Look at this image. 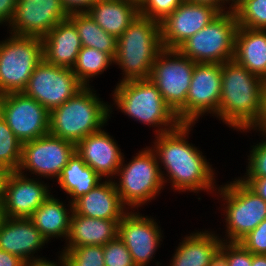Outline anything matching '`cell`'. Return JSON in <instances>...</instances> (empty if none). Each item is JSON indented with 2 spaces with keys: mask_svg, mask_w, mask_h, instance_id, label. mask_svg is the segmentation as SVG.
I'll use <instances>...</instances> for the list:
<instances>
[{
  "mask_svg": "<svg viewBox=\"0 0 266 266\" xmlns=\"http://www.w3.org/2000/svg\"><path fill=\"white\" fill-rule=\"evenodd\" d=\"M194 125L180 123L174 130L155 135L156 140L151 149L159 162L164 185L168 180L171 188L179 192L198 193L200 190H206L214 193V183L217 184L214 178L215 170L202 152L187 141ZM162 167L166 170V175Z\"/></svg>",
  "mask_w": 266,
  "mask_h": 266,
  "instance_id": "obj_1",
  "label": "cell"
},
{
  "mask_svg": "<svg viewBox=\"0 0 266 266\" xmlns=\"http://www.w3.org/2000/svg\"><path fill=\"white\" fill-rule=\"evenodd\" d=\"M263 84V79L234 59L224 62L216 117L234 130H253L263 112Z\"/></svg>",
  "mask_w": 266,
  "mask_h": 266,
  "instance_id": "obj_2",
  "label": "cell"
},
{
  "mask_svg": "<svg viewBox=\"0 0 266 266\" xmlns=\"http://www.w3.org/2000/svg\"><path fill=\"white\" fill-rule=\"evenodd\" d=\"M91 87L84 86L61 106L50 111L49 133L77 144L103 129L112 114V106L101 100Z\"/></svg>",
  "mask_w": 266,
  "mask_h": 266,
  "instance_id": "obj_3",
  "label": "cell"
},
{
  "mask_svg": "<svg viewBox=\"0 0 266 266\" xmlns=\"http://www.w3.org/2000/svg\"><path fill=\"white\" fill-rule=\"evenodd\" d=\"M162 49L160 23L138 15L117 39L114 64L123 70L120 82L149 79Z\"/></svg>",
  "mask_w": 266,
  "mask_h": 266,
  "instance_id": "obj_4",
  "label": "cell"
},
{
  "mask_svg": "<svg viewBox=\"0 0 266 266\" xmlns=\"http://www.w3.org/2000/svg\"><path fill=\"white\" fill-rule=\"evenodd\" d=\"M113 92L116 109L144 125L159 128L156 135L174 130L180 124L150 78L119 82Z\"/></svg>",
  "mask_w": 266,
  "mask_h": 266,
  "instance_id": "obj_5",
  "label": "cell"
},
{
  "mask_svg": "<svg viewBox=\"0 0 266 266\" xmlns=\"http://www.w3.org/2000/svg\"><path fill=\"white\" fill-rule=\"evenodd\" d=\"M144 149L136 153L128 164H124L123 156L116 174L120 176L119 182L114 180L122 203L131 210L135 207L138 210L147 201L154 200L165 186L155 152L150 146Z\"/></svg>",
  "mask_w": 266,
  "mask_h": 266,
  "instance_id": "obj_6",
  "label": "cell"
},
{
  "mask_svg": "<svg viewBox=\"0 0 266 266\" xmlns=\"http://www.w3.org/2000/svg\"><path fill=\"white\" fill-rule=\"evenodd\" d=\"M42 60L39 37L11 34L8 39L0 41V96L23 92Z\"/></svg>",
  "mask_w": 266,
  "mask_h": 266,
  "instance_id": "obj_7",
  "label": "cell"
},
{
  "mask_svg": "<svg viewBox=\"0 0 266 266\" xmlns=\"http://www.w3.org/2000/svg\"><path fill=\"white\" fill-rule=\"evenodd\" d=\"M195 63L178 49L166 48L158 53L153 63L150 79L180 123H186V97Z\"/></svg>",
  "mask_w": 266,
  "mask_h": 266,
  "instance_id": "obj_8",
  "label": "cell"
},
{
  "mask_svg": "<svg viewBox=\"0 0 266 266\" xmlns=\"http://www.w3.org/2000/svg\"><path fill=\"white\" fill-rule=\"evenodd\" d=\"M238 22L232 10L221 12L207 26L187 39L178 50L196 63L232 60Z\"/></svg>",
  "mask_w": 266,
  "mask_h": 266,
  "instance_id": "obj_9",
  "label": "cell"
},
{
  "mask_svg": "<svg viewBox=\"0 0 266 266\" xmlns=\"http://www.w3.org/2000/svg\"><path fill=\"white\" fill-rule=\"evenodd\" d=\"M229 183L215 187L226 205L223 213L226 214L224 219L227 228L225 237H227L222 238V241L239 242L266 219V201L241 179L235 178Z\"/></svg>",
  "mask_w": 266,
  "mask_h": 266,
  "instance_id": "obj_10",
  "label": "cell"
},
{
  "mask_svg": "<svg viewBox=\"0 0 266 266\" xmlns=\"http://www.w3.org/2000/svg\"><path fill=\"white\" fill-rule=\"evenodd\" d=\"M75 152L76 144L49 133L22 144L21 161L17 172L24 175V172L27 173L29 170L33 177L41 176L57 180Z\"/></svg>",
  "mask_w": 266,
  "mask_h": 266,
  "instance_id": "obj_11",
  "label": "cell"
},
{
  "mask_svg": "<svg viewBox=\"0 0 266 266\" xmlns=\"http://www.w3.org/2000/svg\"><path fill=\"white\" fill-rule=\"evenodd\" d=\"M84 85L72 69L52 65L42 60L34 69L23 93L35 99L49 112L61 106Z\"/></svg>",
  "mask_w": 266,
  "mask_h": 266,
  "instance_id": "obj_12",
  "label": "cell"
},
{
  "mask_svg": "<svg viewBox=\"0 0 266 266\" xmlns=\"http://www.w3.org/2000/svg\"><path fill=\"white\" fill-rule=\"evenodd\" d=\"M0 114L22 144L49 134L50 112L23 92L1 95Z\"/></svg>",
  "mask_w": 266,
  "mask_h": 266,
  "instance_id": "obj_13",
  "label": "cell"
},
{
  "mask_svg": "<svg viewBox=\"0 0 266 266\" xmlns=\"http://www.w3.org/2000/svg\"><path fill=\"white\" fill-rule=\"evenodd\" d=\"M222 91V64L195 63L186 97V123L195 124L206 112L217 115Z\"/></svg>",
  "mask_w": 266,
  "mask_h": 266,
  "instance_id": "obj_14",
  "label": "cell"
},
{
  "mask_svg": "<svg viewBox=\"0 0 266 266\" xmlns=\"http://www.w3.org/2000/svg\"><path fill=\"white\" fill-rule=\"evenodd\" d=\"M68 16L61 0H17L9 33L42 38Z\"/></svg>",
  "mask_w": 266,
  "mask_h": 266,
  "instance_id": "obj_15",
  "label": "cell"
},
{
  "mask_svg": "<svg viewBox=\"0 0 266 266\" xmlns=\"http://www.w3.org/2000/svg\"><path fill=\"white\" fill-rule=\"evenodd\" d=\"M219 14L220 12L214 7L184 0L160 23L163 48L178 49Z\"/></svg>",
  "mask_w": 266,
  "mask_h": 266,
  "instance_id": "obj_16",
  "label": "cell"
},
{
  "mask_svg": "<svg viewBox=\"0 0 266 266\" xmlns=\"http://www.w3.org/2000/svg\"><path fill=\"white\" fill-rule=\"evenodd\" d=\"M49 186L17 171L6 172L1 199L6 217L29 218L51 195Z\"/></svg>",
  "mask_w": 266,
  "mask_h": 266,
  "instance_id": "obj_17",
  "label": "cell"
},
{
  "mask_svg": "<svg viewBox=\"0 0 266 266\" xmlns=\"http://www.w3.org/2000/svg\"><path fill=\"white\" fill-rule=\"evenodd\" d=\"M134 211L127 212L119 221L117 236L128 248L134 264L147 266L160 247L163 236L153 217Z\"/></svg>",
  "mask_w": 266,
  "mask_h": 266,
  "instance_id": "obj_18",
  "label": "cell"
},
{
  "mask_svg": "<svg viewBox=\"0 0 266 266\" xmlns=\"http://www.w3.org/2000/svg\"><path fill=\"white\" fill-rule=\"evenodd\" d=\"M104 129L89 134L76 144V152L101 178L112 180L121 166L123 153Z\"/></svg>",
  "mask_w": 266,
  "mask_h": 266,
  "instance_id": "obj_19",
  "label": "cell"
},
{
  "mask_svg": "<svg viewBox=\"0 0 266 266\" xmlns=\"http://www.w3.org/2000/svg\"><path fill=\"white\" fill-rule=\"evenodd\" d=\"M48 241L29 218H6L0 228V249L22 260L41 259L34 256Z\"/></svg>",
  "mask_w": 266,
  "mask_h": 266,
  "instance_id": "obj_20",
  "label": "cell"
},
{
  "mask_svg": "<svg viewBox=\"0 0 266 266\" xmlns=\"http://www.w3.org/2000/svg\"><path fill=\"white\" fill-rule=\"evenodd\" d=\"M73 211L94 219L121 220L129 210L122 203L114 181L106 179L76 199Z\"/></svg>",
  "mask_w": 266,
  "mask_h": 266,
  "instance_id": "obj_21",
  "label": "cell"
},
{
  "mask_svg": "<svg viewBox=\"0 0 266 266\" xmlns=\"http://www.w3.org/2000/svg\"><path fill=\"white\" fill-rule=\"evenodd\" d=\"M41 41L44 61L59 67H74L82 44L75 25L68 18L59 22Z\"/></svg>",
  "mask_w": 266,
  "mask_h": 266,
  "instance_id": "obj_22",
  "label": "cell"
},
{
  "mask_svg": "<svg viewBox=\"0 0 266 266\" xmlns=\"http://www.w3.org/2000/svg\"><path fill=\"white\" fill-rule=\"evenodd\" d=\"M119 221L89 218L73 211L65 247L104 246L117 237Z\"/></svg>",
  "mask_w": 266,
  "mask_h": 266,
  "instance_id": "obj_23",
  "label": "cell"
},
{
  "mask_svg": "<svg viewBox=\"0 0 266 266\" xmlns=\"http://www.w3.org/2000/svg\"><path fill=\"white\" fill-rule=\"evenodd\" d=\"M233 59L266 80V30L238 27Z\"/></svg>",
  "mask_w": 266,
  "mask_h": 266,
  "instance_id": "obj_24",
  "label": "cell"
},
{
  "mask_svg": "<svg viewBox=\"0 0 266 266\" xmlns=\"http://www.w3.org/2000/svg\"><path fill=\"white\" fill-rule=\"evenodd\" d=\"M86 12L118 39L139 15V5L128 0H98Z\"/></svg>",
  "mask_w": 266,
  "mask_h": 266,
  "instance_id": "obj_25",
  "label": "cell"
},
{
  "mask_svg": "<svg viewBox=\"0 0 266 266\" xmlns=\"http://www.w3.org/2000/svg\"><path fill=\"white\" fill-rule=\"evenodd\" d=\"M222 242L212 231H197L186 235L178 244L169 266H208Z\"/></svg>",
  "mask_w": 266,
  "mask_h": 266,
  "instance_id": "obj_26",
  "label": "cell"
},
{
  "mask_svg": "<svg viewBox=\"0 0 266 266\" xmlns=\"http://www.w3.org/2000/svg\"><path fill=\"white\" fill-rule=\"evenodd\" d=\"M68 203L70 207L67 209L62 201L51 194L29 217L47 241L56 237L67 239L73 213V203Z\"/></svg>",
  "mask_w": 266,
  "mask_h": 266,
  "instance_id": "obj_27",
  "label": "cell"
},
{
  "mask_svg": "<svg viewBox=\"0 0 266 266\" xmlns=\"http://www.w3.org/2000/svg\"><path fill=\"white\" fill-rule=\"evenodd\" d=\"M102 178L75 152L57 178L59 186L73 203L101 183Z\"/></svg>",
  "mask_w": 266,
  "mask_h": 266,
  "instance_id": "obj_28",
  "label": "cell"
},
{
  "mask_svg": "<svg viewBox=\"0 0 266 266\" xmlns=\"http://www.w3.org/2000/svg\"><path fill=\"white\" fill-rule=\"evenodd\" d=\"M68 19L75 25L82 47H91L116 56L117 38L104 31L87 12L69 13Z\"/></svg>",
  "mask_w": 266,
  "mask_h": 266,
  "instance_id": "obj_29",
  "label": "cell"
},
{
  "mask_svg": "<svg viewBox=\"0 0 266 266\" xmlns=\"http://www.w3.org/2000/svg\"><path fill=\"white\" fill-rule=\"evenodd\" d=\"M112 63L114 65V58L110 54L95 48L82 47L72 71L84 86H90V79L101 75Z\"/></svg>",
  "mask_w": 266,
  "mask_h": 266,
  "instance_id": "obj_30",
  "label": "cell"
},
{
  "mask_svg": "<svg viewBox=\"0 0 266 266\" xmlns=\"http://www.w3.org/2000/svg\"><path fill=\"white\" fill-rule=\"evenodd\" d=\"M22 143L0 114V168L5 172L17 171L21 161Z\"/></svg>",
  "mask_w": 266,
  "mask_h": 266,
  "instance_id": "obj_31",
  "label": "cell"
},
{
  "mask_svg": "<svg viewBox=\"0 0 266 266\" xmlns=\"http://www.w3.org/2000/svg\"><path fill=\"white\" fill-rule=\"evenodd\" d=\"M232 11L239 27L266 30V0H242Z\"/></svg>",
  "mask_w": 266,
  "mask_h": 266,
  "instance_id": "obj_32",
  "label": "cell"
},
{
  "mask_svg": "<svg viewBox=\"0 0 266 266\" xmlns=\"http://www.w3.org/2000/svg\"><path fill=\"white\" fill-rule=\"evenodd\" d=\"M63 248L61 253L67 266H105L103 246L85 245Z\"/></svg>",
  "mask_w": 266,
  "mask_h": 266,
  "instance_id": "obj_33",
  "label": "cell"
},
{
  "mask_svg": "<svg viewBox=\"0 0 266 266\" xmlns=\"http://www.w3.org/2000/svg\"><path fill=\"white\" fill-rule=\"evenodd\" d=\"M184 0H143L139 5V15L161 23Z\"/></svg>",
  "mask_w": 266,
  "mask_h": 266,
  "instance_id": "obj_34",
  "label": "cell"
},
{
  "mask_svg": "<svg viewBox=\"0 0 266 266\" xmlns=\"http://www.w3.org/2000/svg\"><path fill=\"white\" fill-rule=\"evenodd\" d=\"M105 266H136L124 242L117 236L103 246Z\"/></svg>",
  "mask_w": 266,
  "mask_h": 266,
  "instance_id": "obj_35",
  "label": "cell"
},
{
  "mask_svg": "<svg viewBox=\"0 0 266 266\" xmlns=\"http://www.w3.org/2000/svg\"><path fill=\"white\" fill-rule=\"evenodd\" d=\"M245 177H266V139L251 146Z\"/></svg>",
  "mask_w": 266,
  "mask_h": 266,
  "instance_id": "obj_36",
  "label": "cell"
},
{
  "mask_svg": "<svg viewBox=\"0 0 266 266\" xmlns=\"http://www.w3.org/2000/svg\"><path fill=\"white\" fill-rule=\"evenodd\" d=\"M239 243L252 254L266 255V219L241 239Z\"/></svg>",
  "mask_w": 266,
  "mask_h": 266,
  "instance_id": "obj_37",
  "label": "cell"
},
{
  "mask_svg": "<svg viewBox=\"0 0 266 266\" xmlns=\"http://www.w3.org/2000/svg\"><path fill=\"white\" fill-rule=\"evenodd\" d=\"M229 266H251L252 253L239 242H228Z\"/></svg>",
  "mask_w": 266,
  "mask_h": 266,
  "instance_id": "obj_38",
  "label": "cell"
},
{
  "mask_svg": "<svg viewBox=\"0 0 266 266\" xmlns=\"http://www.w3.org/2000/svg\"><path fill=\"white\" fill-rule=\"evenodd\" d=\"M241 179L253 192L266 201V177H241Z\"/></svg>",
  "mask_w": 266,
  "mask_h": 266,
  "instance_id": "obj_39",
  "label": "cell"
},
{
  "mask_svg": "<svg viewBox=\"0 0 266 266\" xmlns=\"http://www.w3.org/2000/svg\"><path fill=\"white\" fill-rule=\"evenodd\" d=\"M16 5L17 0H0V25L11 23Z\"/></svg>",
  "mask_w": 266,
  "mask_h": 266,
  "instance_id": "obj_40",
  "label": "cell"
},
{
  "mask_svg": "<svg viewBox=\"0 0 266 266\" xmlns=\"http://www.w3.org/2000/svg\"><path fill=\"white\" fill-rule=\"evenodd\" d=\"M68 13L86 12L98 0H61Z\"/></svg>",
  "mask_w": 266,
  "mask_h": 266,
  "instance_id": "obj_41",
  "label": "cell"
},
{
  "mask_svg": "<svg viewBox=\"0 0 266 266\" xmlns=\"http://www.w3.org/2000/svg\"><path fill=\"white\" fill-rule=\"evenodd\" d=\"M208 266H229L228 242L221 243V246L212 255Z\"/></svg>",
  "mask_w": 266,
  "mask_h": 266,
  "instance_id": "obj_42",
  "label": "cell"
},
{
  "mask_svg": "<svg viewBox=\"0 0 266 266\" xmlns=\"http://www.w3.org/2000/svg\"><path fill=\"white\" fill-rule=\"evenodd\" d=\"M24 263L19 256L0 249V266H24Z\"/></svg>",
  "mask_w": 266,
  "mask_h": 266,
  "instance_id": "obj_43",
  "label": "cell"
},
{
  "mask_svg": "<svg viewBox=\"0 0 266 266\" xmlns=\"http://www.w3.org/2000/svg\"><path fill=\"white\" fill-rule=\"evenodd\" d=\"M58 257L60 258V259L58 258V261L60 263L59 262H53V261L47 260L44 257H42L41 259L26 261L24 263V266H58L59 264L61 266H67L63 254L60 253V256H58Z\"/></svg>",
  "mask_w": 266,
  "mask_h": 266,
  "instance_id": "obj_44",
  "label": "cell"
},
{
  "mask_svg": "<svg viewBox=\"0 0 266 266\" xmlns=\"http://www.w3.org/2000/svg\"><path fill=\"white\" fill-rule=\"evenodd\" d=\"M256 131H261L262 136L266 137V80L263 84V112L257 125L253 128Z\"/></svg>",
  "mask_w": 266,
  "mask_h": 266,
  "instance_id": "obj_45",
  "label": "cell"
},
{
  "mask_svg": "<svg viewBox=\"0 0 266 266\" xmlns=\"http://www.w3.org/2000/svg\"><path fill=\"white\" fill-rule=\"evenodd\" d=\"M188 2H193V3H199L202 5H209L211 7L216 8L220 13L225 12V0H186Z\"/></svg>",
  "mask_w": 266,
  "mask_h": 266,
  "instance_id": "obj_46",
  "label": "cell"
},
{
  "mask_svg": "<svg viewBox=\"0 0 266 266\" xmlns=\"http://www.w3.org/2000/svg\"><path fill=\"white\" fill-rule=\"evenodd\" d=\"M251 266H266V255L265 254H252Z\"/></svg>",
  "mask_w": 266,
  "mask_h": 266,
  "instance_id": "obj_47",
  "label": "cell"
},
{
  "mask_svg": "<svg viewBox=\"0 0 266 266\" xmlns=\"http://www.w3.org/2000/svg\"><path fill=\"white\" fill-rule=\"evenodd\" d=\"M6 214L4 209V203L3 200L0 198V228L2 227L3 223L6 220Z\"/></svg>",
  "mask_w": 266,
  "mask_h": 266,
  "instance_id": "obj_48",
  "label": "cell"
},
{
  "mask_svg": "<svg viewBox=\"0 0 266 266\" xmlns=\"http://www.w3.org/2000/svg\"><path fill=\"white\" fill-rule=\"evenodd\" d=\"M231 1V2H230ZM242 0H225L226 4H229L230 6L226 9L232 10L236 5H238ZM231 3V4H230Z\"/></svg>",
  "mask_w": 266,
  "mask_h": 266,
  "instance_id": "obj_49",
  "label": "cell"
},
{
  "mask_svg": "<svg viewBox=\"0 0 266 266\" xmlns=\"http://www.w3.org/2000/svg\"><path fill=\"white\" fill-rule=\"evenodd\" d=\"M5 174L6 172L2 168H0V198L2 196V184Z\"/></svg>",
  "mask_w": 266,
  "mask_h": 266,
  "instance_id": "obj_50",
  "label": "cell"
},
{
  "mask_svg": "<svg viewBox=\"0 0 266 266\" xmlns=\"http://www.w3.org/2000/svg\"><path fill=\"white\" fill-rule=\"evenodd\" d=\"M128 1H131L137 5H140V3L143 1V0H128Z\"/></svg>",
  "mask_w": 266,
  "mask_h": 266,
  "instance_id": "obj_51",
  "label": "cell"
}]
</instances>
